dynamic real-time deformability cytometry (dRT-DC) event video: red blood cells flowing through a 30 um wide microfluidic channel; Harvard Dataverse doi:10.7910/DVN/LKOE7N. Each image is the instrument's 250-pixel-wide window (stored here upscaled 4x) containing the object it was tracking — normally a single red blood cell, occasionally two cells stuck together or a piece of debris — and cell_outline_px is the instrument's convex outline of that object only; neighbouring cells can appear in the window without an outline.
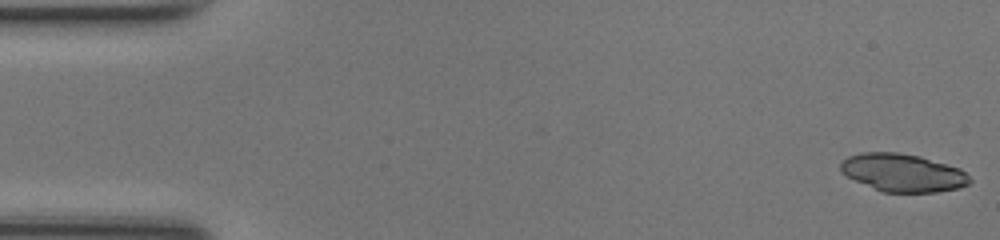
{"species": "common noctule bat (a hibernating species)", "species_latin": "Nyctalus noctula", "temperature_condition": "room temperature", "stored_images_in_passage": 48, "camera_frame_rate_fps": 3000, "um_per_image_px": 0.085, "animal": {"sex": "female", "body_mass_g": 17.0, "forearm_length_mm": 48.0}, "frame": {"image": 1, "passage_image": 1, "time_ms": 0.0, "image_size_px": [1000, 240], "cell_outline_px": [[972, 180], [968, 184], [956, 188], [936, 192], [884, 192], [856, 180], [840, 172], [840, 160], [848, 156], [860, 152], [896, 152], [920, 156], [960, 168]], "centroid_in_image_um": [76.71, 14.66], "position_along_channel_um": 8.3, "area_um2": 28.32}}
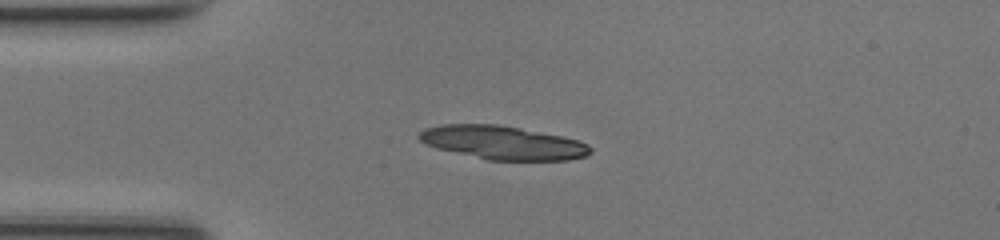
{"frame": {"image": 2, "passage_image": 12, "time_ms": 3.667, "image_size_px": [1000, 240], "cell_outline_px": [[592, 152], [588, 156], [568, 160], [488, 160], [436, 148], [420, 140], [416, 136], [424, 128], [440, 124], [500, 124], [580, 140], [588, 144], [592, 148]], "centroid_in_image_um": [42.75, 12.12], "position_along_channel_um": 42.3, "area_um2": 33.58}}